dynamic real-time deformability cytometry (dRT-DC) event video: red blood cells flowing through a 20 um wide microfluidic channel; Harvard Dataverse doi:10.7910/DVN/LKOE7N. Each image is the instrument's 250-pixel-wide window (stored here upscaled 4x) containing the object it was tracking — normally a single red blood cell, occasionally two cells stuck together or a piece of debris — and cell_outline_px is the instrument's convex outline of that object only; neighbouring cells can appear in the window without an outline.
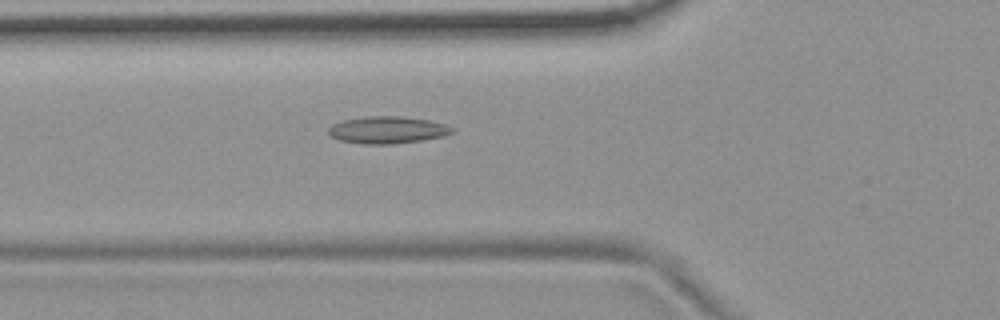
{"species": "common noctule bat (a hibernating species)", "species_latin": "Nyctalus noctula", "temperature_condition": "room temperature", "stored_images_in_passage": 38, "camera_frame_rate_fps": 3000, "um_per_image_px": 0.085, "animal": {"sex": "female", "body_mass_g": 19.9}, "frame": {"image": 1, "passage_image": 3, "time_ms": 0.667, "image_size_px": [1000, 320], "cell_outline_px": [[456, 128], [452, 132], [444, 136], [420, 140], [392, 144], [364, 144], [340, 140], [332, 136], [328, 132], [328, 128], [332, 124], [344, 120], [364, 116], [400, 116], [428, 120], [444, 124]], "centroid_in_image_um": [32.93, 11.04], "position_along_channel_um": 92.9, "area_um2": 19.42}}
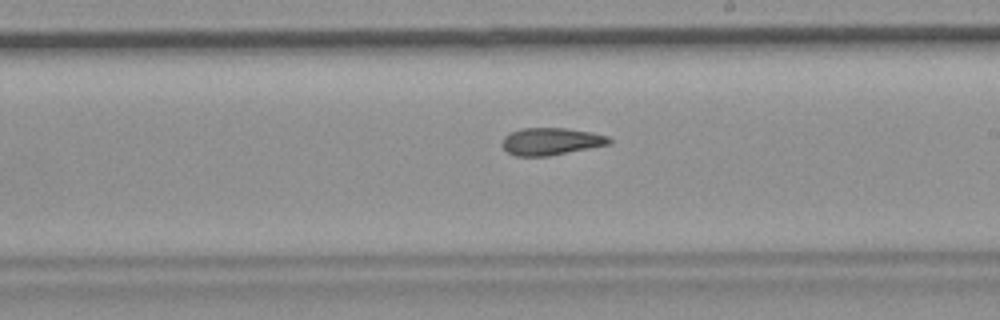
{"frame": {"image": 2, "passage_image": 15, "time_ms": 4.667, "image_size_px": [1000, 320], "cell_outline_px": [[612, 144], [548, 156], [516, 156], [508, 152], [500, 144], [504, 136], [508, 132], [520, 128], [568, 128], [592, 132], [608, 136], [612, 140]], "centroid_in_image_um": [46.83, 12.01], "position_along_channel_um": 242.2, "area_um2": 17.28}}
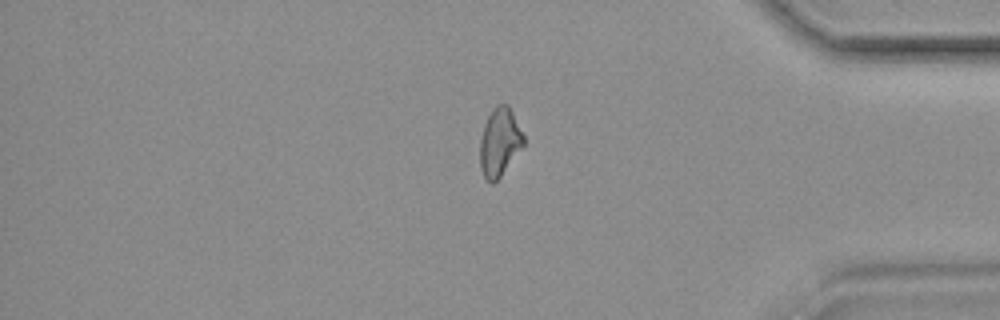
{"frame": {"image": 3, "passage_image": 29, "time_ms": 9.333, "image_size_px": [1000, 320], "cell_outline_px": [[524, 144], [500, 176], [492, 184], [484, 176], [480, 168], [480, 140], [484, 124], [492, 108], [496, 104], [508, 104], [524, 136]], "centroid_in_image_um": [42.45, 12.05], "position_along_channel_um": 392.8, "area_um2": 17.05}, "authors_computed_cell_mechanics": {"area_um2": 17.6001, "velocity_mm_per_s": 3.7361, "shape_relaxation_time_tau1_ms": null, "shape_relaxation_time_tau2_ms": 7.0621, "deformation_change_tau1": null, "deformation_change_tau2": 0.1643}}